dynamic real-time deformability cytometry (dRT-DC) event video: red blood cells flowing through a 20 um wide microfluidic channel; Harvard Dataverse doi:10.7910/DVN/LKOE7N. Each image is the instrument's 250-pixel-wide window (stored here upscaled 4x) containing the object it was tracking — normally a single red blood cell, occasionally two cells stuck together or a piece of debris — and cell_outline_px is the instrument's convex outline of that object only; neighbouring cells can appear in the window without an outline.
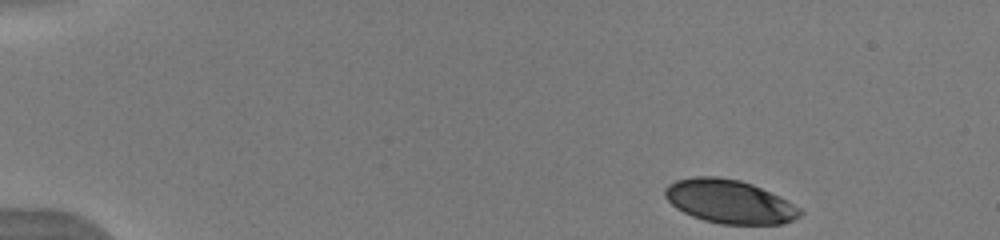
{"species": "human", "species_latin": "Homo sapiens", "temperature_condition": "warm", "stored_images_in_passage": 46, "camera_frame_rate_fps": 3000, "um_per_image_px": 0.085, "donor": {"sex": "male"}, "frame": {"image": 1, "passage_image": 1, "time_ms": 0.0, "image_size_px": [1000, 240], "cell_outline_px": [[804, 212], [800, 216], [784, 224], [720, 224], [704, 220], [692, 216], [676, 208], [664, 196], [664, 188], [668, 184], [676, 180], [692, 176], [716, 176], [740, 180], [752, 184], [788, 200], [800, 208]], "centroid_in_image_um": [62.0, 17.13], "position_along_channel_um": 23.0, "area_um2": 34.45}}
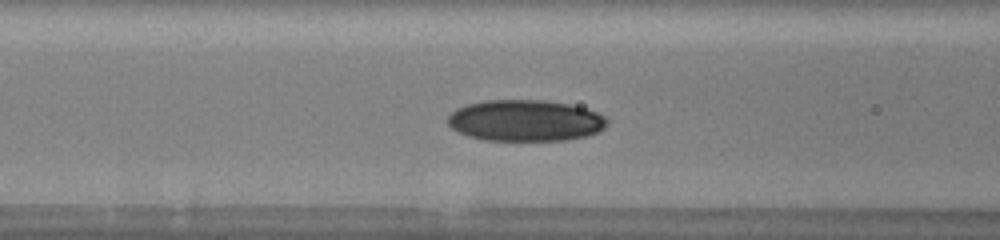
{"frame": {"image": 2, "passage_image": 17, "time_ms": 5.333, "image_size_px": [1000, 240], "cell_outline_px": [[608, 124], [604, 128], [588, 136], [564, 140], [484, 140], [468, 136], [452, 128], [448, 124], [448, 116], [456, 108], [464, 104], [484, 100], [544, 100], [568, 104], [584, 108], [596, 112], [604, 116], [608, 120]], "centroid_in_image_um": [44.64, 10.24], "position_along_channel_um": 122.0, "area_um2": 38.44}}
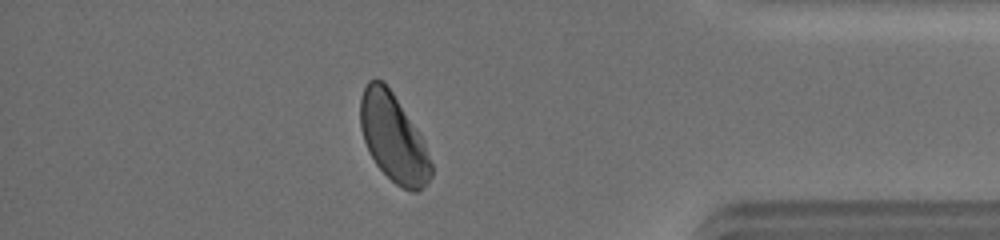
{"frame": {"image": 3, "passage_image": 40, "time_ms": 13.0, "image_size_px": [1000, 240], "cell_outline_px": [[432, 176], [428, 184], [416, 192], [412, 192], [396, 184], [376, 164], [368, 152], [360, 128], [360, 100], [364, 88], [368, 80], [376, 76], [384, 80], [420, 132], [424, 140], [432, 164]], "centroid_in_image_um": [33.44, 11.69], "position_along_channel_um": 401.8, "area_um2": 36.7}, "authors_computed_cell_mechanics": {"area_um2": 36.5874, "velocity_mm_per_s": 3.9733, "shape_relaxation_time_tau1_ms": 2.7165, "shape_relaxation_time_tau2_ms": 7.8428, "deformation_change_tau1": 0.1224, "deformation_change_tau2": 0.1178}}